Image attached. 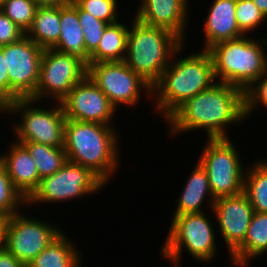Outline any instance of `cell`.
Returning a JSON list of instances; mask_svg holds the SVG:
<instances>
[{"mask_svg":"<svg viewBox=\"0 0 267 267\" xmlns=\"http://www.w3.org/2000/svg\"><path fill=\"white\" fill-rule=\"evenodd\" d=\"M242 120H246L245 92L236 86L216 82L184 101L164 121L169 126L170 136L199 129L207 132V139H216L229 138L230 126L239 125Z\"/></svg>","mask_w":267,"mask_h":267,"instance_id":"obj_1","label":"cell"},{"mask_svg":"<svg viewBox=\"0 0 267 267\" xmlns=\"http://www.w3.org/2000/svg\"><path fill=\"white\" fill-rule=\"evenodd\" d=\"M183 45L176 51L159 81L152 87L153 109L165 120L184 101L216 83L214 66L208 50L181 56ZM184 47V48H183ZM180 54V57H176ZM175 57V58H174ZM184 57V58H183Z\"/></svg>","mask_w":267,"mask_h":267,"instance_id":"obj_2","label":"cell"},{"mask_svg":"<svg viewBox=\"0 0 267 267\" xmlns=\"http://www.w3.org/2000/svg\"><path fill=\"white\" fill-rule=\"evenodd\" d=\"M120 139L113 125L66 119L64 150L68 161L89 168L107 186L122 162Z\"/></svg>","mask_w":267,"mask_h":267,"instance_id":"obj_3","label":"cell"},{"mask_svg":"<svg viewBox=\"0 0 267 267\" xmlns=\"http://www.w3.org/2000/svg\"><path fill=\"white\" fill-rule=\"evenodd\" d=\"M130 19L124 62L153 87L185 42L172 31Z\"/></svg>","mask_w":267,"mask_h":267,"instance_id":"obj_4","label":"cell"},{"mask_svg":"<svg viewBox=\"0 0 267 267\" xmlns=\"http://www.w3.org/2000/svg\"><path fill=\"white\" fill-rule=\"evenodd\" d=\"M258 39L244 36L208 49L216 82L236 86L245 92L267 71V38Z\"/></svg>","mask_w":267,"mask_h":267,"instance_id":"obj_5","label":"cell"},{"mask_svg":"<svg viewBox=\"0 0 267 267\" xmlns=\"http://www.w3.org/2000/svg\"><path fill=\"white\" fill-rule=\"evenodd\" d=\"M210 218L205 212L172 216L167 237L159 251L160 256L180 267L185 250L199 263H212L219 249L216 225Z\"/></svg>","mask_w":267,"mask_h":267,"instance_id":"obj_6","label":"cell"},{"mask_svg":"<svg viewBox=\"0 0 267 267\" xmlns=\"http://www.w3.org/2000/svg\"><path fill=\"white\" fill-rule=\"evenodd\" d=\"M38 103L39 101L31 98L17 99L6 106L7 115L18 114L21 117L18 118L19 123L13 122L10 125L14 126L12 131L15 141L64 147L66 117L61 102L53 101V105H47L49 109Z\"/></svg>","mask_w":267,"mask_h":267,"instance_id":"obj_7","label":"cell"},{"mask_svg":"<svg viewBox=\"0 0 267 267\" xmlns=\"http://www.w3.org/2000/svg\"><path fill=\"white\" fill-rule=\"evenodd\" d=\"M233 142L230 138L207 139L197 159L207 172L215 199L243 192L246 167Z\"/></svg>","mask_w":267,"mask_h":267,"instance_id":"obj_8","label":"cell"},{"mask_svg":"<svg viewBox=\"0 0 267 267\" xmlns=\"http://www.w3.org/2000/svg\"><path fill=\"white\" fill-rule=\"evenodd\" d=\"M105 186L107 185L89 168L67 161L54 174L41 178L39 186L27 199V205H48L55 202L57 205L58 202L65 203L95 195Z\"/></svg>","mask_w":267,"mask_h":267,"instance_id":"obj_9","label":"cell"},{"mask_svg":"<svg viewBox=\"0 0 267 267\" xmlns=\"http://www.w3.org/2000/svg\"><path fill=\"white\" fill-rule=\"evenodd\" d=\"M63 231L57 224L19 212L4 219L2 245L27 266Z\"/></svg>","mask_w":267,"mask_h":267,"instance_id":"obj_10","label":"cell"},{"mask_svg":"<svg viewBox=\"0 0 267 267\" xmlns=\"http://www.w3.org/2000/svg\"><path fill=\"white\" fill-rule=\"evenodd\" d=\"M87 75L118 110L121 105L135 107L140 103L142 94L147 99L151 98L152 102V86L124 61L91 63L87 67Z\"/></svg>","mask_w":267,"mask_h":267,"instance_id":"obj_11","label":"cell"},{"mask_svg":"<svg viewBox=\"0 0 267 267\" xmlns=\"http://www.w3.org/2000/svg\"><path fill=\"white\" fill-rule=\"evenodd\" d=\"M86 75L87 66L78 58L53 48L44 49L35 100L61 102Z\"/></svg>","mask_w":267,"mask_h":267,"instance_id":"obj_12","label":"cell"},{"mask_svg":"<svg viewBox=\"0 0 267 267\" xmlns=\"http://www.w3.org/2000/svg\"><path fill=\"white\" fill-rule=\"evenodd\" d=\"M1 49L8 67L9 103L17 99L35 100L44 49L27 36Z\"/></svg>","mask_w":267,"mask_h":267,"instance_id":"obj_13","label":"cell"},{"mask_svg":"<svg viewBox=\"0 0 267 267\" xmlns=\"http://www.w3.org/2000/svg\"><path fill=\"white\" fill-rule=\"evenodd\" d=\"M66 119L113 125L116 108L86 75L61 101ZM112 122V123H111Z\"/></svg>","mask_w":267,"mask_h":267,"instance_id":"obj_14","label":"cell"},{"mask_svg":"<svg viewBox=\"0 0 267 267\" xmlns=\"http://www.w3.org/2000/svg\"><path fill=\"white\" fill-rule=\"evenodd\" d=\"M217 231L224 240L230 256L243 242L254 214V209L244 192L217 198L212 207ZM218 222V223H217Z\"/></svg>","mask_w":267,"mask_h":267,"instance_id":"obj_15","label":"cell"},{"mask_svg":"<svg viewBox=\"0 0 267 267\" xmlns=\"http://www.w3.org/2000/svg\"><path fill=\"white\" fill-rule=\"evenodd\" d=\"M189 0H141L134 18L142 24L172 31L184 42L189 24Z\"/></svg>","mask_w":267,"mask_h":267,"instance_id":"obj_16","label":"cell"},{"mask_svg":"<svg viewBox=\"0 0 267 267\" xmlns=\"http://www.w3.org/2000/svg\"><path fill=\"white\" fill-rule=\"evenodd\" d=\"M8 144V150L0 154V161L5 166L14 187L27 200L39 186L41 178L27 148L15 140Z\"/></svg>","mask_w":267,"mask_h":267,"instance_id":"obj_17","label":"cell"},{"mask_svg":"<svg viewBox=\"0 0 267 267\" xmlns=\"http://www.w3.org/2000/svg\"><path fill=\"white\" fill-rule=\"evenodd\" d=\"M236 3L237 0H213L211 2L203 24L205 40L201 49L203 47V50H208L217 43L245 36L236 22Z\"/></svg>","mask_w":267,"mask_h":267,"instance_id":"obj_18","label":"cell"},{"mask_svg":"<svg viewBox=\"0 0 267 267\" xmlns=\"http://www.w3.org/2000/svg\"><path fill=\"white\" fill-rule=\"evenodd\" d=\"M196 162L194 170L187 177L188 180H186L184 188L177 198V205L172 216L204 212L202 205L205 204V201L209 205L207 208H210V212L212 210L216 199L211 192L206 170L198 161Z\"/></svg>","mask_w":267,"mask_h":267,"instance_id":"obj_19","label":"cell"},{"mask_svg":"<svg viewBox=\"0 0 267 267\" xmlns=\"http://www.w3.org/2000/svg\"><path fill=\"white\" fill-rule=\"evenodd\" d=\"M60 22V37L52 48L78 58L88 67L91 64V58L86 51L83 31L76 11V3L73 0L61 6Z\"/></svg>","mask_w":267,"mask_h":267,"instance_id":"obj_20","label":"cell"},{"mask_svg":"<svg viewBox=\"0 0 267 267\" xmlns=\"http://www.w3.org/2000/svg\"><path fill=\"white\" fill-rule=\"evenodd\" d=\"M267 253V213L254 212L244 242L228 257L232 266L249 267ZM261 256V257H260Z\"/></svg>","mask_w":267,"mask_h":267,"instance_id":"obj_21","label":"cell"},{"mask_svg":"<svg viewBox=\"0 0 267 267\" xmlns=\"http://www.w3.org/2000/svg\"><path fill=\"white\" fill-rule=\"evenodd\" d=\"M66 231H63L26 267H82V254Z\"/></svg>","mask_w":267,"mask_h":267,"instance_id":"obj_22","label":"cell"},{"mask_svg":"<svg viewBox=\"0 0 267 267\" xmlns=\"http://www.w3.org/2000/svg\"><path fill=\"white\" fill-rule=\"evenodd\" d=\"M121 21L107 25L97 49L90 55L91 63L124 61L130 25Z\"/></svg>","mask_w":267,"mask_h":267,"instance_id":"obj_23","label":"cell"},{"mask_svg":"<svg viewBox=\"0 0 267 267\" xmlns=\"http://www.w3.org/2000/svg\"><path fill=\"white\" fill-rule=\"evenodd\" d=\"M60 19L61 6L38 7L26 36L43 49L52 48L60 37Z\"/></svg>","mask_w":267,"mask_h":267,"instance_id":"obj_24","label":"cell"},{"mask_svg":"<svg viewBox=\"0 0 267 267\" xmlns=\"http://www.w3.org/2000/svg\"><path fill=\"white\" fill-rule=\"evenodd\" d=\"M248 166L244 172L243 192L248 197L254 212L267 213V159Z\"/></svg>","mask_w":267,"mask_h":267,"instance_id":"obj_25","label":"cell"},{"mask_svg":"<svg viewBox=\"0 0 267 267\" xmlns=\"http://www.w3.org/2000/svg\"><path fill=\"white\" fill-rule=\"evenodd\" d=\"M22 143L33 158L40 178L54 174L68 161L64 147H52L36 142Z\"/></svg>","mask_w":267,"mask_h":267,"instance_id":"obj_26","label":"cell"},{"mask_svg":"<svg viewBox=\"0 0 267 267\" xmlns=\"http://www.w3.org/2000/svg\"><path fill=\"white\" fill-rule=\"evenodd\" d=\"M22 206L26 209L27 200L14 187L5 166L0 161V216L8 218L21 212Z\"/></svg>","mask_w":267,"mask_h":267,"instance_id":"obj_27","label":"cell"},{"mask_svg":"<svg viewBox=\"0 0 267 267\" xmlns=\"http://www.w3.org/2000/svg\"><path fill=\"white\" fill-rule=\"evenodd\" d=\"M37 8L33 0H8L0 6V10L25 33L33 24Z\"/></svg>","mask_w":267,"mask_h":267,"instance_id":"obj_28","label":"cell"},{"mask_svg":"<svg viewBox=\"0 0 267 267\" xmlns=\"http://www.w3.org/2000/svg\"><path fill=\"white\" fill-rule=\"evenodd\" d=\"M235 18L240 31L245 36L255 30L257 31L259 26L267 21V18L260 12L252 0H237Z\"/></svg>","mask_w":267,"mask_h":267,"instance_id":"obj_29","label":"cell"},{"mask_svg":"<svg viewBox=\"0 0 267 267\" xmlns=\"http://www.w3.org/2000/svg\"><path fill=\"white\" fill-rule=\"evenodd\" d=\"M76 11L82 27L86 51L91 55L97 49L108 23L94 18L91 14L83 11L77 4Z\"/></svg>","mask_w":267,"mask_h":267,"instance_id":"obj_30","label":"cell"},{"mask_svg":"<svg viewBox=\"0 0 267 267\" xmlns=\"http://www.w3.org/2000/svg\"><path fill=\"white\" fill-rule=\"evenodd\" d=\"M83 11L108 24L120 20L117 0H73ZM118 2V3H117Z\"/></svg>","mask_w":267,"mask_h":267,"instance_id":"obj_31","label":"cell"},{"mask_svg":"<svg viewBox=\"0 0 267 267\" xmlns=\"http://www.w3.org/2000/svg\"><path fill=\"white\" fill-rule=\"evenodd\" d=\"M267 109V71L245 91V118L251 117L253 111Z\"/></svg>","mask_w":267,"mask_h":267,"instance_id":"obj_32","label":"cell"},{"mask_svg":"<svg viewBox=\"0 0 267 267\" xmlns=\"http://www.w3.org/2000/svg\"><path fill=\"white\" fill-rule=\"evenodd\" d=\"M26 33L0 10V47L21 40Z\"/></svg>","mask_w":267,"mask_h":267,"instance_id":"obj_33","label":"cell"},{"mask_svg":"<svg viewBox=\"0 0 267 267\" xmlns=\"http://www.w3.org/2000/svg\"><path fill=\"white\" fill-rule=\"evenodd\" d=\"M0 103L7 106L9 104V76L6 58L0 47Z\"/></svg>","mask_w":267,"mask_h":267,"instance_id":"obj_34","label":"cell"},{"mask_svg":"<svg viewBox=\"0 0 267 267\" xmlns=\"http://www.w3.org/2000/svg\"><path fill=\"white\" fill-rule=\"evenodd\" d=\"M0 267H26L3 245L0 246Z\"/></svg>","mask_w":267,"mask_h":267,"instance_id":"obj_35","label":"cell"},{"mask_svg":"<svg viewBox=\"0 0 267 267\" xmlns=\"http://www.w3.org/2000/svg\"><path fill=\"white\" fill-rule=\"evenodd\" d=\"M37 7H59L67 4L70 0H33Z\"/></svg>","mask_w":267,"mask_h":267,"instance_id":"obj_36","label":"cell"},{"mask_svg":"<svg viewBox=\"0 0 267 267\" xmlns=\"http://www.w3.org/2000/svg\"><path fill=\"white\" fill-rule=\"evenodd\" d=\"M260 12L267 18V0H252Z\"/></svg>","mask_w":267,"mask_h":267,"instance_id":"obj_37","label":"cell"},{"mask_svg":"<svg viewBox=\"0 0 267 267\" xmlns=\"http://www.w3.org/2000/svg\"><path fill=\"white\" fill-rule=\"evenodd\" d=\"M3 223H4V218L0 217V246H2Z\"/></svg>","mask_w":267,"mask_h":267,"instance_id":"obj_38","label":"cell"},{"mask_svg":"<svg viewBox=\"0 0 267 267\" xmlns=\"http://www.w3.org/2000/svg\"><path fill=\"white\" fill-rule=\"evenodd\" d=\"M0 113H6V106L0 103Z\"/></svg>","mask_w":267,"mask_h":267,"instance_id":"obj_39","label":"cell"},{"mask_svg":"<svg viewBox=\"0 0 267 267\" xmlns=\"http://www.w3.org/2000/svg\"><path fill=\"white\" fill-rule=\"evenodd\" d=\"M8 0H0V6Z\"/></svg>","mask_w":267,"mask_h":267,"instance_id":"obj_40","label":"cell"}]
</instances>
